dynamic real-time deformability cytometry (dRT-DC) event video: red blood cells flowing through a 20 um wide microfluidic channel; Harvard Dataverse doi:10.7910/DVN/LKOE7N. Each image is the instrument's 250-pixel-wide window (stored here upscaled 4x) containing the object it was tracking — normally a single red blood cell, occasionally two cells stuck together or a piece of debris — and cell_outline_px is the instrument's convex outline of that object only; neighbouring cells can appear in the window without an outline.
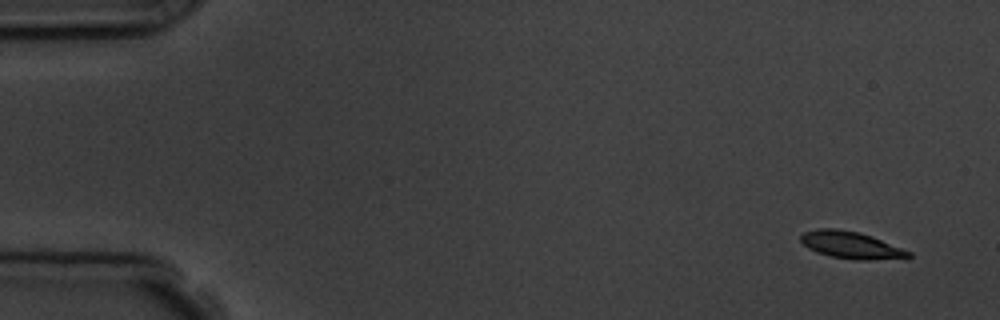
{"species": "common noctule bat (a hibernating species)", "species_latin": "Nyctalus noctula", "temperature_condition": "room temperature", "stored_images_in_passage": 10, "camera_frame_rate_fps": 3000, "um_per_image_px": 0.085, "animal": {"sex": "male", "body_mass_g": 19.5, "forearm_length_mm": 54.6}, "frame": {"image": 1, "passage_image": 1, "time_ms": 0.0, "image_size_px": [1000, 320], "cell_outline_px": [[912, 256], [868, 260], [856, 260], [832, 256], [816, 252], [808, 248], [800, 240], [800, 236], [804, 232], [820, 228], [836, 228], [860, 232], [872, 236], [912, 252]], "centroid_in_image_um": [72.31, 20.81], "position_along_channel_um": 12.7, "area_um2": 16.82}}
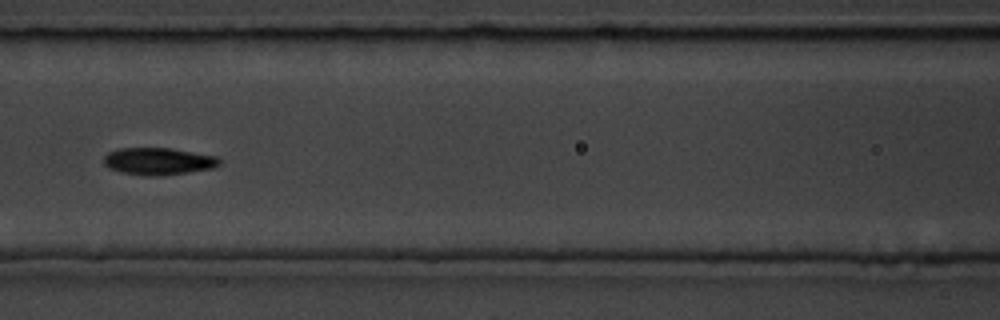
{"frame": {"image": 2, "passage_image": 7, "time_ms": 7.0, "image_size_px": [1000, 320], "cell_outline_px": [[220, 164], [212, 168], [188, 172], [160, 176], [144, 176], [120, 172], [108, 168], [104, 164], [104, 156], [108, 152], [120, 148], [172, 148], [216, 156], [220, 160]], "centroid_in_image_um": [13.43, 13.71], "position_along_channel_um": 153.2, "area_um2": 18.38}}
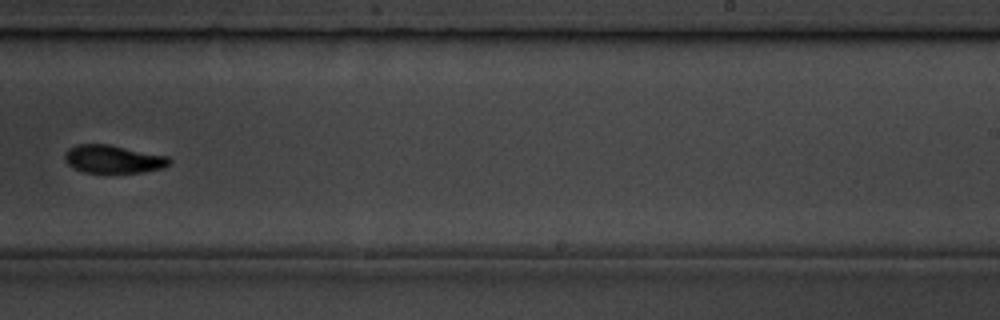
{"frame": {"image": 3, "passage_image": 10, "time_ms": 10.333, "image_size_px": [1000, 320], "cell_outline_px": [[172, 160], [164, 168], [144, 172], [84, 172], [68, 164], [64, 160], [64, 152], [68, 148], [76, 144], [108, 144], [168, 156]], "centroid_in_image_um": [9.61, 13.51], "position_along_channel_um": 279.4, "area_um2": 17.05}}